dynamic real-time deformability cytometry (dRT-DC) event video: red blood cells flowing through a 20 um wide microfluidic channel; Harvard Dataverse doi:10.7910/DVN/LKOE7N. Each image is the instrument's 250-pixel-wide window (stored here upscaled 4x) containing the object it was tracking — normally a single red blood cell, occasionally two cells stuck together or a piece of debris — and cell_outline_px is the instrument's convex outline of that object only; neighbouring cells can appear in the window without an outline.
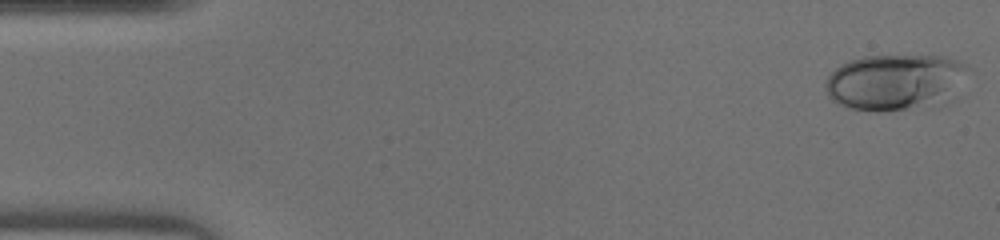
{"species": "human", "species_latin": "Homo sapiens", "temperature_condition": "warm", "stored_images_in_passage": 46, "camera_frame_rate_fps": 3000, "um_per_image_px": 0.085, "donor": {"sex": "male"}, "frame": {"image": 1, "passage_image": 1, "time_ms": 0.0, "image_size_px": [1000, 240], "cell_outline_px": [[972, 68], [936, 108], [884, 112], [876, 112], [848, 108], [840, 104], [828, 96], [824, 88], [824, 84], [828, 76], [840, 64], [864, 56], [940, 56], [960, 60], [968, 64]], "centroid_in_image_um": [76.06, 7.0], "position_along_channel_um": 8.9, "area_um2": 46.99}}
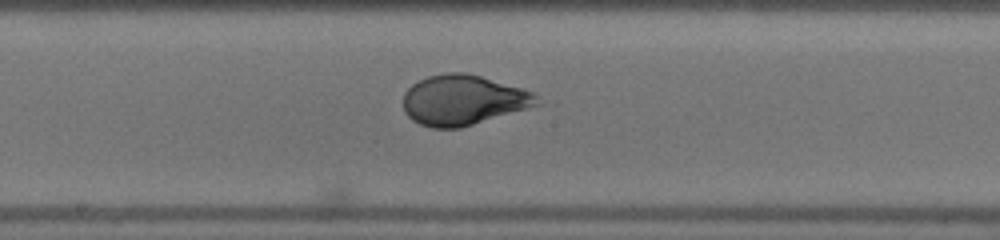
{"frame": {"image": 2, "passage_image": 24, "time_ms": 7.667, "image_size_px": [1000, 240], "cell_outline_px": [[544, 104], [460, 128], [432, 128], [420, 124], [412, 120], [404, 112], [404, 92], [412, 84], [428, 76], [444, 72], [464, 72], [480, 76], [536, 92], [544, 100]], "centroid_in_image_um": [39.44, 8.51], "position_along_channel_um": 208.8, "area_um2": 39.59}}
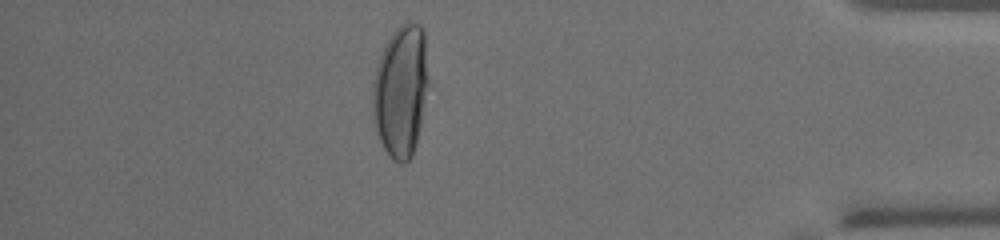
{"frame": {"image": 3, "passage_image": 40, "time_ms": 13.0, "image_size_px": [1000, 240], "cell_outline_px": [[432, 84], [412, 156], [404, 164], [400, 164], [384, 148], [380, 140], [372, 116], [372, 84], [376, 64], [380, 52], [384, 44], [392, 32], [404, 20], [408, 20], [420, 24], [424, 32]], "centroid_in_image_um": [34.11, 7.63], "position_along_channel_um": 401.1, "area_um2": 44.62}}